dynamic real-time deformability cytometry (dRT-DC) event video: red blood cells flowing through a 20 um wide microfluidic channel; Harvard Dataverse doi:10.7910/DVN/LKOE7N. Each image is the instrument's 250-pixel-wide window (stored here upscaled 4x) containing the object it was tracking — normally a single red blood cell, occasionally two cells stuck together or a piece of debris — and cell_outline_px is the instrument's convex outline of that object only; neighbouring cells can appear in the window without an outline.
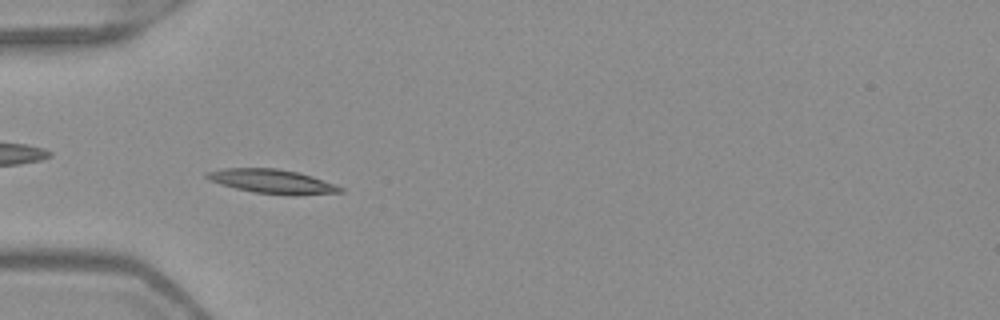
{"species": "Egyptian fruit bat (a non-hibernating species)", "species_latin": "Rousettus aegyptiacus", "temperature_condition": "warm", "stored_images_in_passage": 52, "camera_frame_rate_fps": 3000, "um_per_image_px": 0.085, "frame": {"image": 1, "passage_image": 17, "time_ms": 5.333, "image_size_px": [1000, 320], "cell_outline_px": [[344, 192], [296, 196], [256, 192], [236, 188], [220, 184], [204, 176], [204, 172], [224, 168], [276, 168], [296, 172], [312, 176], [336, 184], [344, 188]], "centroid_in_image_um": [23.19, 15.42], "position_along_channel_um": 61.8, "area_um2": 18.79}}
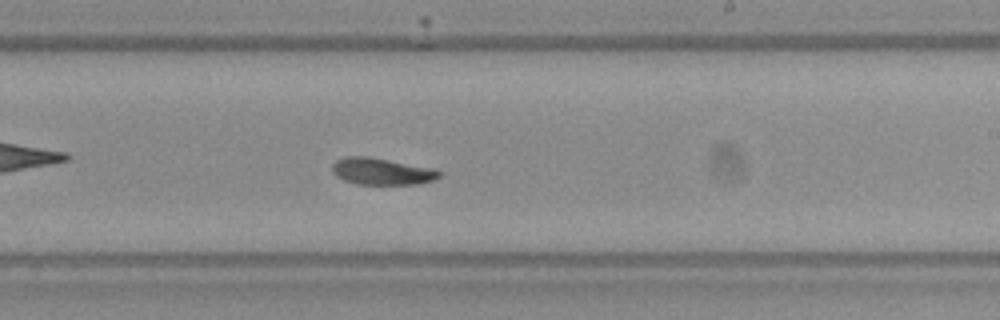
{"frame": {"image": 2, "passage_image": 32, "time_ms": 10.333, "image_size_px": [1000, 320], "cell_outline_px": [[440, 176], [432, 180], [420, 184], [356, 184], [344, 180], [336, 176], [332, 172], [332, 164], [336, 160], [344, 156], [368, 156], [436, 168], [440, 172]], "centroid_in_image_um": [32.44, 14.56], "position_along_channel_um": 256.6, "area_um2": 16.88}}
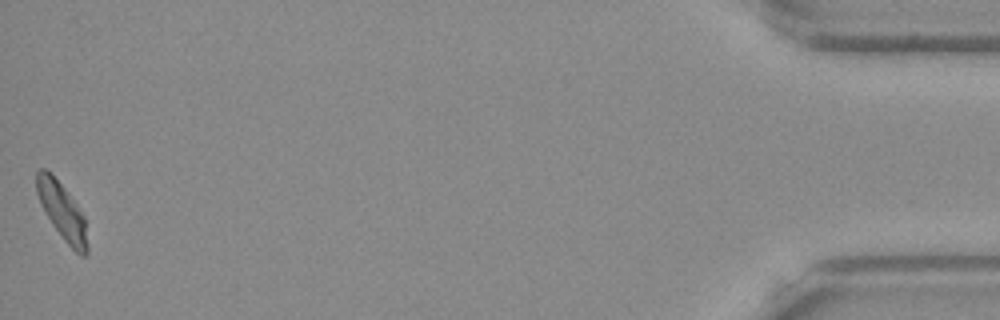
{"frame": {"image": 3, "passage_image": 52, "time_ms": 17.0, "image_size_px": [1000, 320], "cell_outline_px": [[88, 252], [84, 256], [80, 256], [64, 240], [52, 224], [40, 204], [36, 192], [36, 172], [40, 168], [44, 168], [68, 192], [84, 216], [88, 248]], "centroid_in_image_um": [5.27, 17.98], "position_along_channel_um": 429.9, "area_um2": 16.53}, "authors_computed_cell_mechanics": {"area_um2": 17.34, "velocity_mm_per_s": 3.9632, "shape_relaxation_time_tau1_ms": 2.2502, "shape_relaxation_time_tau2_ms": 2.8379, "deformation_change_tau1": 0.151, "deformation_change_tau2": 0.092}}